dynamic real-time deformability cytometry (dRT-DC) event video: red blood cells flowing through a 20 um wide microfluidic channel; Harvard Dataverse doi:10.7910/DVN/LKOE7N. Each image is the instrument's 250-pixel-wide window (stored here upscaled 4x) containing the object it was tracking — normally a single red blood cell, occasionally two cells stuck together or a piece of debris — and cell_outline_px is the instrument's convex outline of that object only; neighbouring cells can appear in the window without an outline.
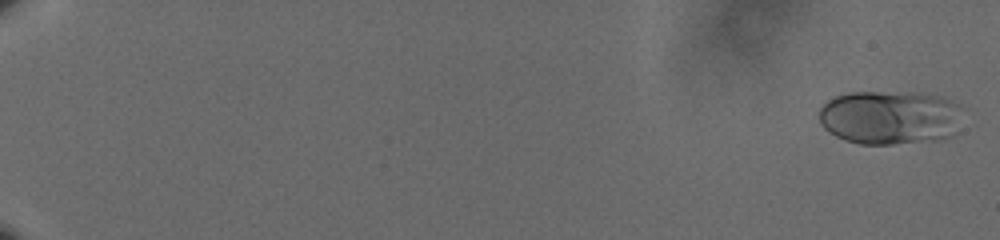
{"species": "human", "species_latin": "Homo sapiens", "temperature_condition": "cold", "stored_images_in_passage": 61, "camera_frame_rate_fps": 3000, "um_per_image_px": 0.085, "donor": {"sex": "male"}, "frame": {"image": 1, "passage_image": 2, "time_ms": 0.333, "image_size_px": [1000, 240], "cell_outline_px": [[960, 108], [952, 136], [940, 140], [892, 144], [860, 144], [844, 140], [828, 132], [820, 124], [820, 108], [828, 100], [836, 96], [848, 92], [916, 92], [940, 96], [956, 104]], "centroid_in_image_um": [75.58, 9.98], "position_along_channel_um": 9.4, "area_um2": 45.14}}
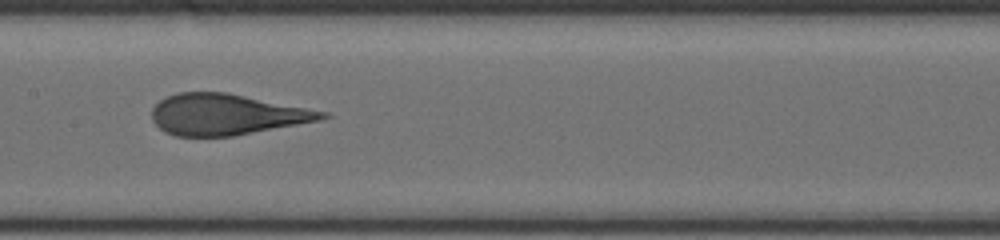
{"frame": {"image": 2, "passage_image": 35, "time_ms": 11.333, "image_size_px": [1000, 240], "cell_outline_px": [[332, 116], [320, 120], [232, 136], [176, 136], [164, 132], [152, 120], [152, 108], [160, 100], [176, 92], [228, 92], [328, 112]], "centroid_in_image_um": [19.24, 9.72], "position_along_channel_um": 188.2, "area_um2": 40.52}}
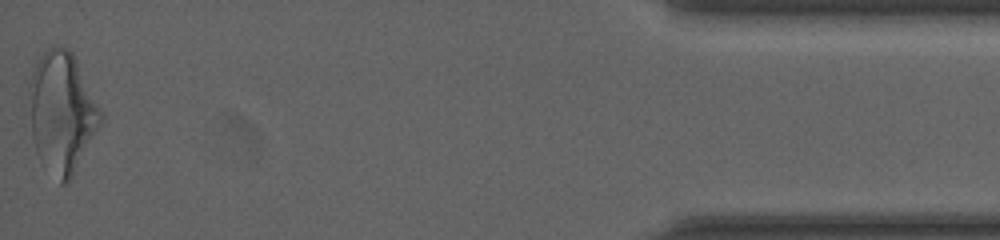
{"frame": {"image": 3, "passage_image": 61, "time_ms": 20.0, "image_size_px": [1000, 240], "cell_outline_px": [[104, 120], [68, 184], [60, 184], [40, 164], [36, 152], [24, 112], [28, 84], [36, 60], [52, 44], [68, 48], [72, 52], [104, 112]], "centroid_in_image_um": [5.2, 9.57], "position_along_channel_um": 430.0, "area_um2": 52.6}, "authors_computed_cell_mechanics": {"area_um2": 41.3848, "velocity_mm_per_s": 3.6189, "shape_relaxation_time_tau1_ms": 5.5225, "shape_relaxation_time_tau2_ms": 0.7404, "deformation_change_tau1": 0.178, "deformation_change_tau2": 0.0694}}